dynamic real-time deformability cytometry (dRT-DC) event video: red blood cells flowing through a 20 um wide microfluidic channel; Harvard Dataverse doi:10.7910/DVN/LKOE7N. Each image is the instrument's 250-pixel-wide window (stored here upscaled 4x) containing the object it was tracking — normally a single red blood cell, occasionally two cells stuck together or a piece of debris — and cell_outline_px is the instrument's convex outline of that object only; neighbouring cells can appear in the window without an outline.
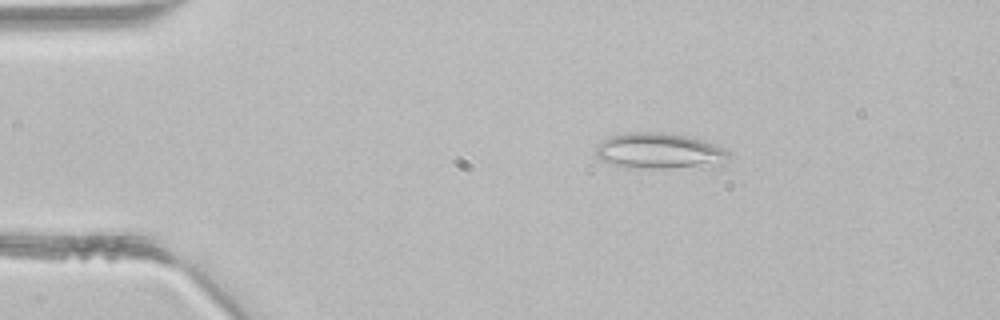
{"species": "common noctule bat (a hibernating species)", "species_latin": "Nyctalus noctula", "temperature_condition": "room temperature", "stored_images_in_passage": 44, "segment_of_instrument_passage": [1, 2], "camera_frame_rate_fps": 3000, "um_per_image_px": 0.085, "animal": {"sex": "male", "body_mass_g": 21.5, "forearm_length_mm": 52.0}, "frame": {"image": 1, "passage_image": 7, "time_ms": 2.0, "image_size_px": [1000, 320], "cell_outline_px": [[728, 160], [664, 168], [628, 168], [604, 160], [596, 156], [596, 148], [604, 140], [612, 136], [628, 132], [660, 132], [692, 136], [704, 140], [724, 148], [728, 152]], "centroid_in_image_um": [55.97, 12.79], "position_along_channel_um": 29.0, "area_um2": 26.7}}
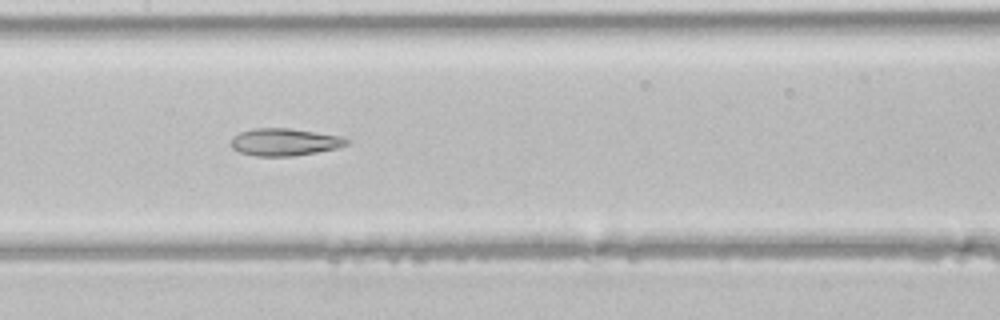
{"frame": {"image": 2, "passage_image": 21, "time_ms": 6.667, "image_size_px": [1000, 320], "cell_outline_px": [[348, 144], [336, 148], [296, 156], [256, 156], [240, 152], [232, 148], [232, 136], [240, 132], [252, 128], [288, 128], [340, 136], [348, 140]], "centroid_in_image_um": [24.15, 12.07], "position_along_channel_um": 183.3, "area_um2": 18.26}}
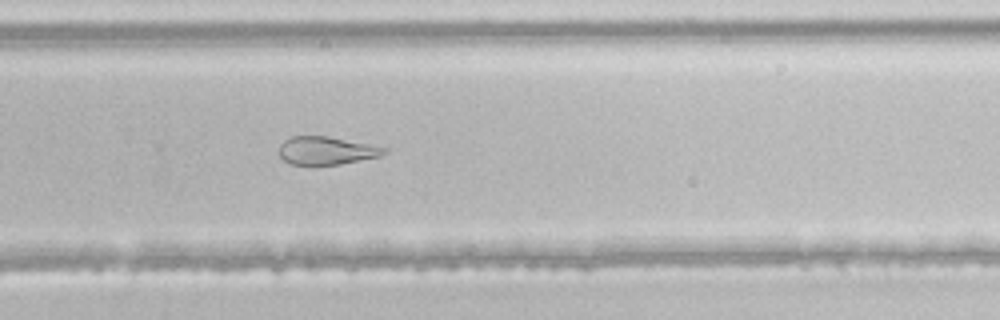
{"frame": {"image": 3, "passage_image": 29, "time_ms": 9.333, "image_size_px": [1000, 320], "cell_outline_px": [[388, 152], [380, 156], [340, 164], [308, 168], [292, 164], [284, 160], [280, 156], [280, 144], [284, 140], [292, 136], [328, 136], [388, 148]], "centroid_in_image_um": [27.71, 12.84], "position_along_channel_um": 302.1, "area_um2": 17.63}}